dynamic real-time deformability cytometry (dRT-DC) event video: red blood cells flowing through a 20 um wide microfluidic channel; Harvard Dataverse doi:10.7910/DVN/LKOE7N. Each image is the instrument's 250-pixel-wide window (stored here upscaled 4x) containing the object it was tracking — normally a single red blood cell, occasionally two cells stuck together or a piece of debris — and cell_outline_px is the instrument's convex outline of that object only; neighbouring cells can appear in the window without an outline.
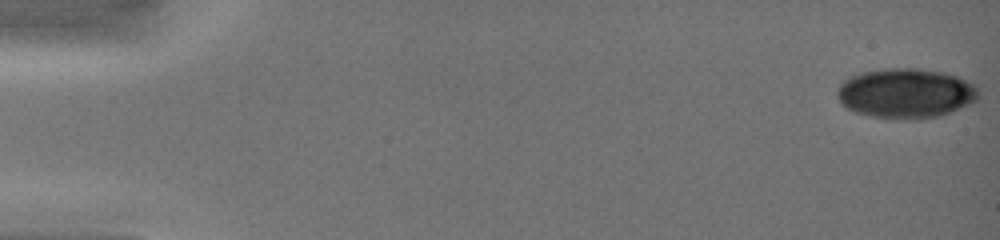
{"species": "common noctule bat (a hibernating species)", "species_latin": "Nyctalus noctula", "temperature_condition": "warm", "stored_images_in_passage": 6, "camera_frame_rate_fps": 3000, "um_per_image_px": 0.085, "animal": {"sex": "female", "body_mass_g": 19.0, "forearm_length_mm": 51.5}, "frame": {"image": 1, "passage_image": 1, "time_ms": 0.0, "image_size_px": [1000, 240], "cell_outline_px": [[980, 96], [976, 100], [968, 104], [940, 116], [916, 120], [908, 120], [868, 116], [856, 112], [840, 104], [836, 92], [840, 84], [848, 76], [860, 72], [884, 68], [916, 68], [944, 72], [956, 76], [972, 84], [976, 88]], "centroid_in_image_um": [76.94, 7.93], "position_along_channel_um": 8.1, "area_um2": 41.27}}